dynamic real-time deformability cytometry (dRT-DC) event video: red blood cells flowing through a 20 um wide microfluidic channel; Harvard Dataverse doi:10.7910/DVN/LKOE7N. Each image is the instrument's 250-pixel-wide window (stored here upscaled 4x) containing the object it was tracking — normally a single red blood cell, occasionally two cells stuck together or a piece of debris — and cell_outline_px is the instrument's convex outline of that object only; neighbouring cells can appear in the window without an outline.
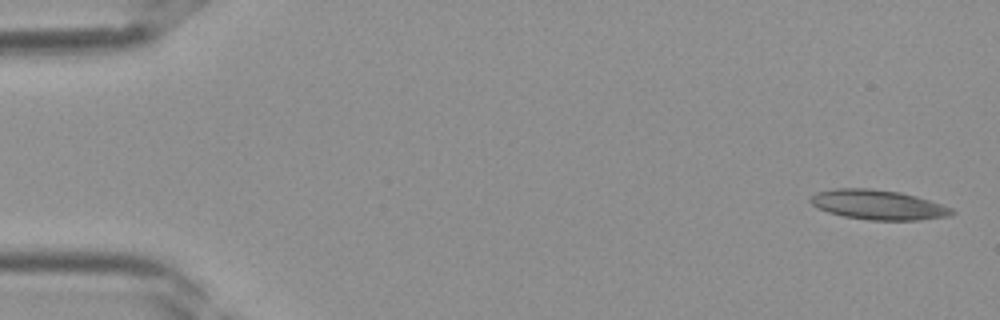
{"species": "Egyptian fruit bat (a non-hibernating species)", "species_latin": "Rousettus aegyptiacus", "temperature_condition": "room temperature", "stored_images_in_passage": 38, "camera_frame_rate_fps": 3000, "um_per_image_px": 0.085, "frame": {"image": 1, "passage_image": 1, "time_ms": 0.0, "image_size_px": [1000, 320], "cell_outline_px": [[956, 212], [952, 216], [920, 220], [868, 220], [844, 216], [828, 212], [816, 208], [808, 200], [816, 192], [836, 188], [872, 188], [900, 192], [916, 196], [952, 208]], "centroid_in_image_um": [74.64, 17.41], "position_along_channel_um": 10.4, "area_um2": 24.62}}
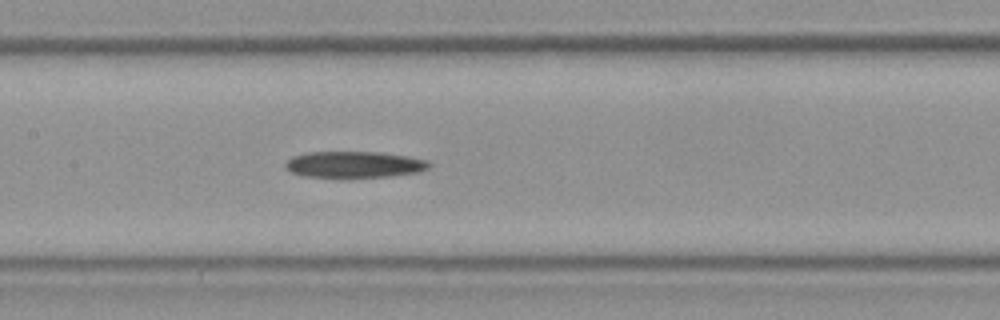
{"frame": {"image": 2, "passage_image": 18, "time_ms": 5.667, "image_size_px": [1000, 320], "cell_outline_px": [[432, 164], [428, 168], [420, 172], [392, 176], [304, 176], [292, 172], [284, 168], [284, 164], [292, 156], [308, 152], [380, 152], [428, 160]], "centroid_in_image_um": [30.12, 13.97], "position_along_channel_um": 177.3, "area_um2": 21.73}}
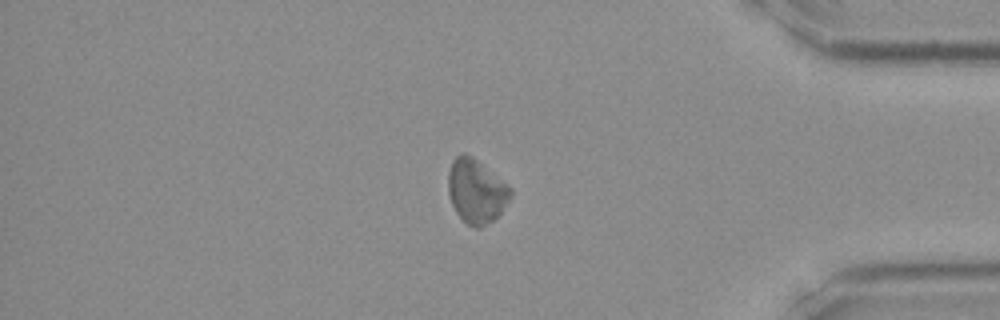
{"frame": {"image": 3, "passage_image": 32, "time_ms": 10.333, "image_size_px": [1000, 320], "cell_outline_px": [[512, 196], [500, 212], [492, 220], [480, 228], [476, 228], [468, 224], [456, 212], [452, 204], [448, 192], [448, 172], [452, 160], [460, 152], [464, 152], [472, 156], [508, 184], [512, 188]], "centroid_in_image_um": [40.47, 16.21], "position_along_channel_um": 394.7, "area_um2": 23.18}}